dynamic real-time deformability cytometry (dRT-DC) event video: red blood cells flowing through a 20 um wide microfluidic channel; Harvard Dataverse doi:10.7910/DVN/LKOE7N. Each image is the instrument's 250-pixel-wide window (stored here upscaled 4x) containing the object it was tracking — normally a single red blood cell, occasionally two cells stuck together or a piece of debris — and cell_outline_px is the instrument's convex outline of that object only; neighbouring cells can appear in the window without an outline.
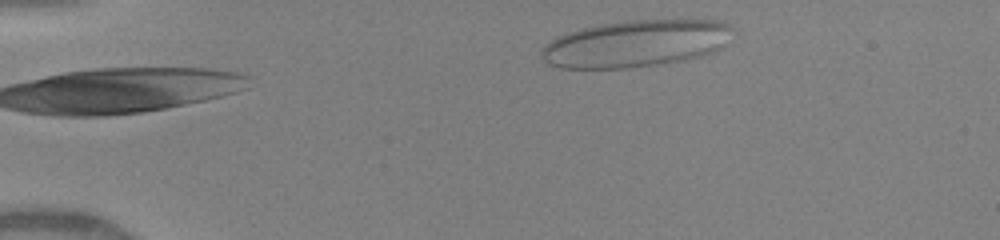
{"species": "human", "species_latin": "Homo sapiens", "temperature_condition": "warm", "stored_images_in_passage": 7, "camera_frame_rate_fps": 3000, "um_per_image_px": 0.085, "donor": {"sex": "female"}, "frame": {"image": 1, "passage_image": 7, "time_ms": 3.333, "image_size_px": [1000, 240], "cell_outline_px": [[732, 28], [724, 44], [720, 48], [712, 52], [700, 56], [680, 60], [656, 64], [628, 68], [560, 68], [548, 64], [540, 56], [540, 48], [556, 36], [580, 28], [628, 20], [716, 20], [732, 24]], "centroid_in_image_um": [53.98, 3.7], "position_along_channel_um": 31.0, "area_um2": 52.08}}